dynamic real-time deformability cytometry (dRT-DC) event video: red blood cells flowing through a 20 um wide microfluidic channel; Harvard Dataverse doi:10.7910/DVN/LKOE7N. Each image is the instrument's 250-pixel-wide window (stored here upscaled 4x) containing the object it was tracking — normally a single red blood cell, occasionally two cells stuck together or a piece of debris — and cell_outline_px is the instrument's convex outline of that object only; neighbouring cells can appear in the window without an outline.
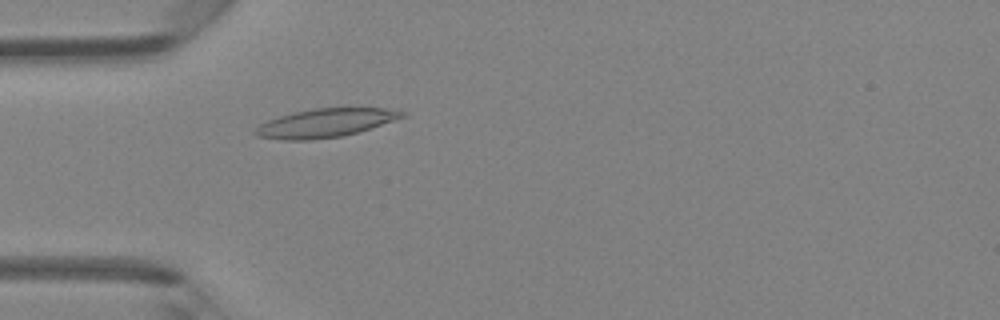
{"species": "Egyptian fruit bat (a non-hibernating species)", "species_latin": "Rousettus aegyptiacus", "temperature_condition": "room temperature", "stored_images_in_passage": 46, "camera_frame_rate_fps": 3000, "um_per_image_px": 0.085, "animal": {"sex": "female"}, "frame": {"image": 1, "passage_image": 13, "time_ms": 4.0, "image_size_px": [1000, 320], "cell_outline_px": [[408, 116], [344, 136], [312, 140], [284, 140], [256, 136], [252, 132], [260, 124], [268, 120], [280, 116], [296, 112], [316, 108], [344, 104], [384, 108], [408, 112]], "centroid_in_image_um": [27.75, 10.4], "position_along_channel_um": 57.3, "area_um2": 25.37}}
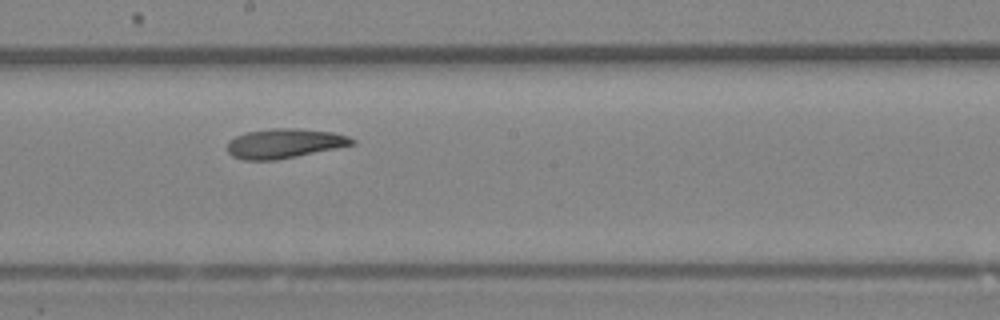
{"frame": {"image": 2, "passage_image": 25, "time_ms": 8.0, "image_size_px": [1000, 320], "cell_outline_px": [[356, 144], [276, 160], [244, 160], [232, 156], [228, 152], [228, 140], [236, 136], [248, 132], [272, 128], [296, 128], [332, 132], [348, 136], [356, 140]], "centroid_in_image_um": [24.18, 12.19], "position_along_channel_um": 224.0, "area_um2": 21.39}}
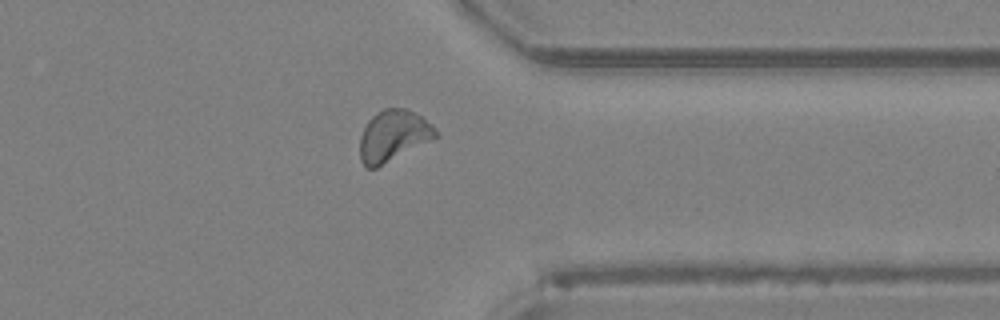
{"frame": {"image": 3, "passage_image": 36, "time_ms": 11.667, "image_size_px": [1000, 320], "cell_outline_px": [[440, 136], [376, 168], [364, 168], [360, 160], [360, 136], [368, 120], [376, 112], [384, 108], [408, 108], [432, 124], [440, 132]], "centroid_in_image_um": [33.44, 11.54], "position_along_channel_um": 378.0, "area_um2": 22.89}, "authors_computed_cell_mechanics": {"area_um2": 22.0796, "velocity_mm_per_s": 4.303, "shape_relaxation_time_tau1_ms": 5.406, "shape_relaxation_time_tau2_ms": 5.9165, "deformation_change_tau1": 0.1523, "deformation_change_tau2": 0.1339}}